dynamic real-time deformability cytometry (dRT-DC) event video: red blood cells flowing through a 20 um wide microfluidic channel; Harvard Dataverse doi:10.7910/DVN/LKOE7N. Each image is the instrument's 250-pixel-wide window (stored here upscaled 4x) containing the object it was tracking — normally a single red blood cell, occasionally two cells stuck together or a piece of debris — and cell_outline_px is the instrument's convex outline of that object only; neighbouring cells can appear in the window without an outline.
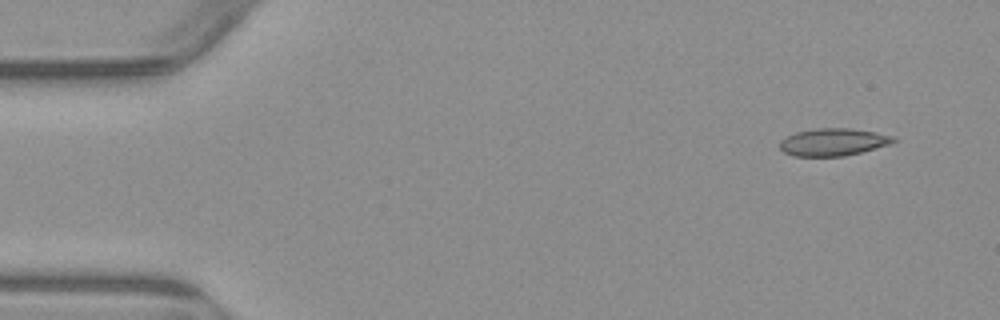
{"species": "common noctule bat (a hibernating species)", "species_latin": "Nyctalus noctula", "temperature_condition": "warm", "stored_images_in_passage": 4, "camera_frame_rate_fps": 3000, "um_per_image_px": 0.085, "animal": {"sex": "male", "body_mass_g": 23.1, "forearm_length_mm": 52.7}, "frame": {"image": 1, "passage_image": 1, "time_ms": 0.0, "image_size_px": [1000, 320], "cell_outline_px": [[900, 140], [892, 144], [844, 156], [792, 156], [784, 152], [780, 148], [780, 140], [796, 132], [816, 128], [848, 128], [876, 132], [896, 136]], "centroid_in_image_um": [70.88, 12.07], "position_along_channel_um": 14.1, "area_um2": 18.32}}
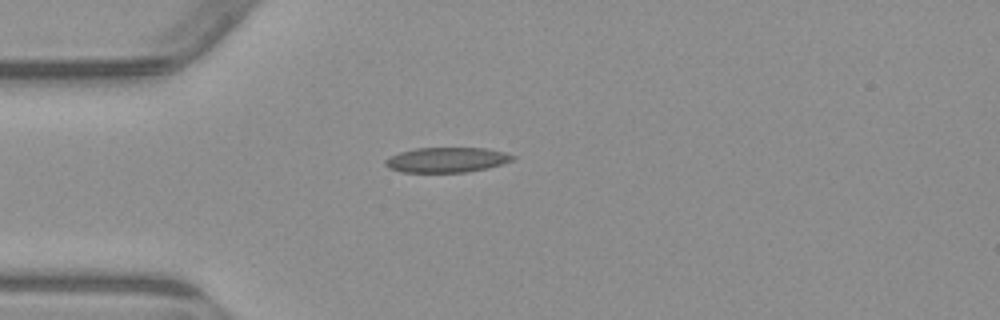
{"frame": {"image": 2, "passage_image": 4, "time_ms": 3.333, "image_size_px": [1000, 320], "cell_outline_px": [[516, 156], [512, 160], [488, 168], [468, 172], [400, 172], [388, 168], [384, 164], [384, 160], [400, 152], [416, 148], [488, 148], [504, 152]], "centroid_in_image_um": [37.96, 13.59], "position_along_channel_um": 47.0, "area_um2": 18.55}}